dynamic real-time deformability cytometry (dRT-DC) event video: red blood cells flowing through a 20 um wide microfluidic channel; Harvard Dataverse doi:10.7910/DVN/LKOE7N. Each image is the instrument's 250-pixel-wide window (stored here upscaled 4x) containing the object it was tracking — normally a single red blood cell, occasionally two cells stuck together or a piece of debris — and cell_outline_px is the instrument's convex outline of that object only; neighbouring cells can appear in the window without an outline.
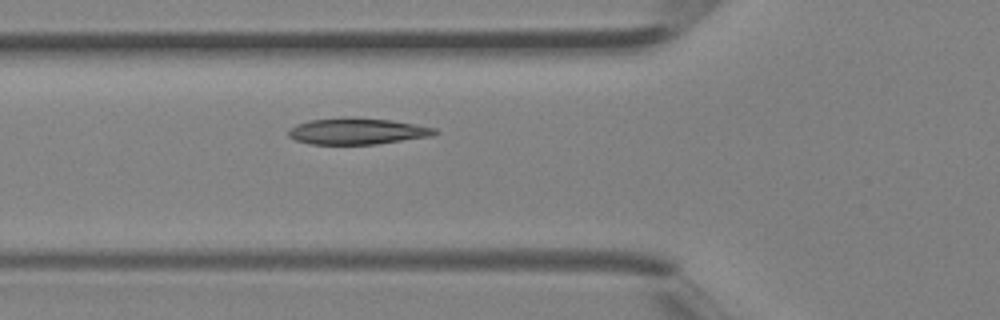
{"species": "Egyptian fruit bat (a non-hibernating species)", "species_latin": "Rousettus aegyptiacus", "temperature_condition": "room temperature", "stored_images_in_passage": 4, "camera_frame_rate_fps": 3000, "um_per_image_px": 0.085, "animal": {"sex": "female"}, "frame": {"image": 1, "passage_image": 4, "time_ms": 1.0, "image_size_px": [1000, 320], "cell_outline_px": [[440, 132], [432, 136], [376, 144], [312, 144], [296, 140], [288, 136], [288, 132], [296, 124], [308, 120], [392, 120], [436, 128]], "centroid_in_image_um": [30.42, 11.2], "position_along_channel_um": 95.4, "area_um2": 21.39}}